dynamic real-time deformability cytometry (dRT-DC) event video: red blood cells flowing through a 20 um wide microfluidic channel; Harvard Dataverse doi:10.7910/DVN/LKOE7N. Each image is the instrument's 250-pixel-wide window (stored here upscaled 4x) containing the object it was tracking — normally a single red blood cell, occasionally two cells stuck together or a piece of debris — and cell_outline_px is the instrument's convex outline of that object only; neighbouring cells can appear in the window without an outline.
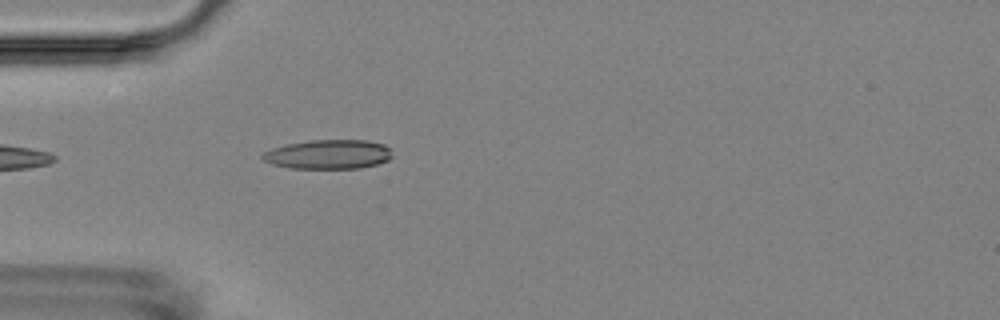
{"species": "Egyptian fruit bat (a non-hibernating species)", "species_latin": "Rousettus aegyptiacus", "temperature_condition": "room temperature", "stored_images_in_passage": 5, "camera_frame_rate_fps": 3000, "um_per_image_px": 0.085, "animal": {"sex": "female"}, "frame": {"image": 1, "passage_image": 5, "time_ms": 4.667, "image_size_px": [1000, 320], "cell_outline_px": [[392, 156], [388, 160], [376, 164], [360, 168], [292, 168], [272, 164], [264, 160], [260, 156], [264, 152], [272, 148], [284, 144], [308, 140], [368, 140], [384, 144], [388, 148]], "centroid_in_image_um": [27.89, 13.11], "position_along_channel_um": 57.1, "area_um2": 22.14}}